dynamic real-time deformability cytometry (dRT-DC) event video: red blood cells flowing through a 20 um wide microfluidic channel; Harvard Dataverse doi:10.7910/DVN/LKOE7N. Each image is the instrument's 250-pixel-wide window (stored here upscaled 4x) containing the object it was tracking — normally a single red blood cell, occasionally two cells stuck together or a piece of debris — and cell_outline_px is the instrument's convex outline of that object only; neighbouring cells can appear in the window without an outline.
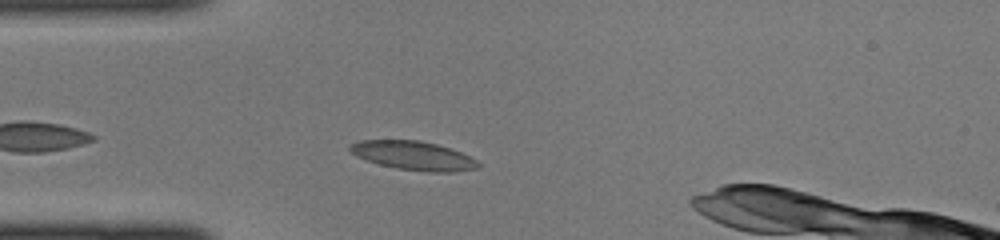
{"species": "common noctule bat (a hibernating species)", "species_latin": "Nyctalus noctula", "temperature_condition": "cold", "stored_images_in_passage": 28, "camera_frame_rate_fps": 3000, "um_per_image_px": 0.085, "animal": {"sex": "female", "body_mass_g": 22.0, "forearm_length_mm": 56.7}, "frame": {"image": 1, "passage_image": 3, "time_ms": 0.667, "image_size_px": [1000, 240], "cell_outline_px": [[480, 164], [476, 168], [452, 172], [428, 172], [396, 168], [380, 164], [356, 156], [348, 148], [352, 144], [360, 140], [420, 140], [436, 144], [460, 152], [476, 160]], "centroid_in_image_um": [35.13, 13.22], "position_along_channel_um": 49.9, "area_um2": 21.21}}
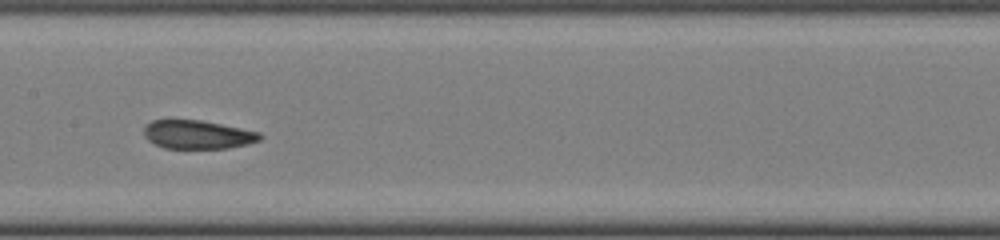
{"frame": {"image": 2, "passage_image": 13, "time_ms": 4.0, "image_size_px": [1000, 240], "cell_outline_px": [[264, 136], [260, 140], [248, 144], [228, 148], [164, 148], [148, 140], [144, 136], [144, 128], [152, 120], [200, 120], [260, 132]], "centroid_in_image_um": [16.82, 11.44], "position_along_channel_um": 190.6, "area_um2": 19.19}}
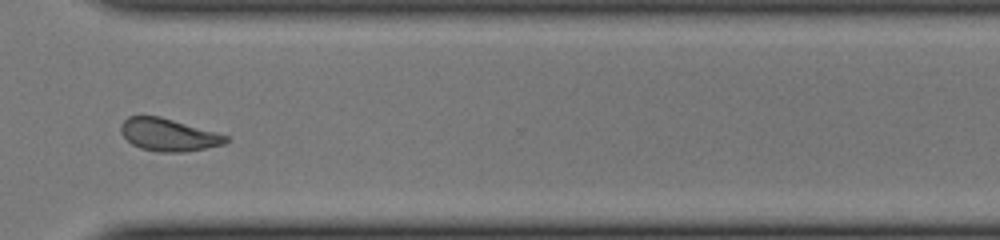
{"frame": {"image": 3, "passage_image": 24, "time_ms": 7.667, "image_size_px": [1000, 240], "cell_outline_px": [[228, 140], [224, 144], [184, 152], [160, 152], [140, 148], [132, 144], [120, 132], [120, 124], [128, 116], [160, 116], [228, 136]], "centroid_in_image_um": [14.28, 11.45], "position_along_channel_um": 356.3, "area_um2": 19.65}}